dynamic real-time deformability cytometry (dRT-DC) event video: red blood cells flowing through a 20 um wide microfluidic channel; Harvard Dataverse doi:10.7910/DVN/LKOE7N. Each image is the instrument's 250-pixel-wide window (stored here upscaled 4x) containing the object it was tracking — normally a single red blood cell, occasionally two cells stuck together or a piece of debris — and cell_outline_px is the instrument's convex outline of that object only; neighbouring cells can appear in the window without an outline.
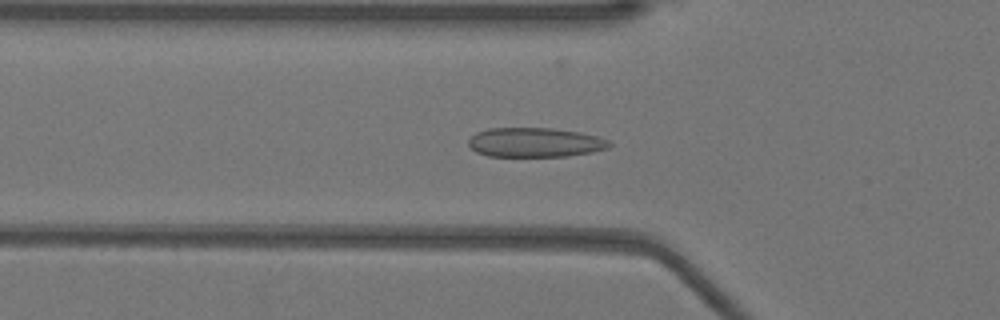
{"species": "Egyptian fruit bat (a non-hibernating species)", "species_latin": "Rousettus aegyptiacus", "temperature_condition": "warm", "stored_images_in_passage": 40, "camera_frame_rate_fps": 3000, "um_per_image_px": 0.085, "animal": {"sex": "female"}, "frame": {"image": 1, "passage_image": 6, "time_ms": 1.667, "image_size_px": [1000, 320], "cell_outline_px": [[612, 144], [608, 148], [592, 152], [568, 156], [488, 156], [476, 152], [468, 144], [468, 140], [476, 132], [488, 128], [552, 128], [580, 132], [600, 136], [608, 140]], "centroid_in_image_um": [45.49, 12.1], "position_along_channel_um": 80.3, "area_um2": 24.28}}
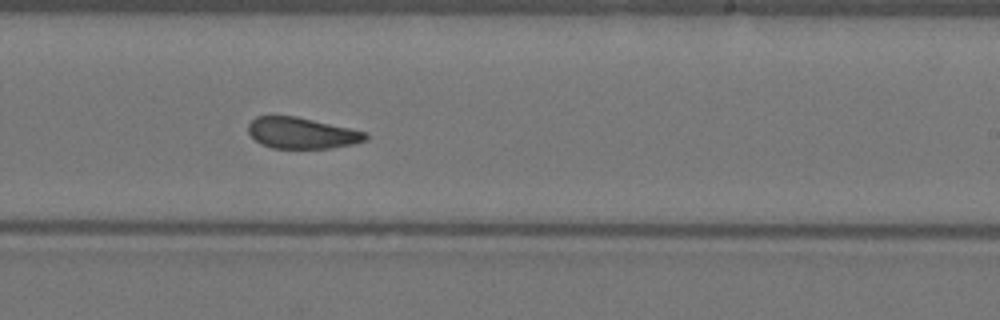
{"frame": {"image": 2, "passage_image": 20, "time_ms": 6.333, "image_size_px": [1000, 320], "cell_outline_px": [[368, 140], [352, 144], [332, 148], [272, 148], [260, 144], [248, 132], [248, 124], [256, 116], [296, 116], [368, 132]], "centroid_in_image_um": [25.67, 11.31], "position_along_channel_um": 263.3, "area_um2": 21.33}}
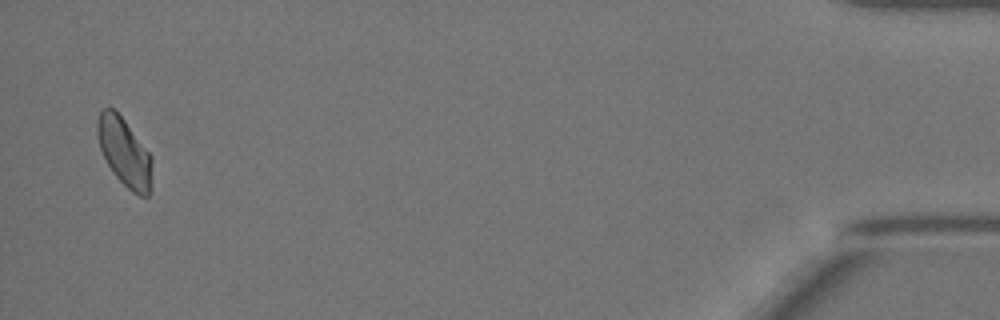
{"frame": {"image": 3, "passage_image": 39, "time_ms": 12.667, "image_size_px": [1000, 320], "cell_outline_px": [[152, 188], [148, 196], [140, 196], [132, 192], [116, 176], [108, 164], [100, 148], [96, 132], [96, 120], [100, 112], [104, 108], [112, 108], [124, 120], [152, 156]], "centroid_in_image_um": [10.59, 12.96], "position_along_channel_um": 424.6, "area_um2": 21.68}, "authors_computed_cell_mechanics": {"area_um2": 22.1952, "velocity_mm_per_s": 3.91, "shape_relaxation_time_tau1_ms": 11.1819, "shape_relaxation_time_tau2_ms": 1.2155, "deformation_change_tau1": 0.1943, "deformation_change_tau2": 0.0559}}